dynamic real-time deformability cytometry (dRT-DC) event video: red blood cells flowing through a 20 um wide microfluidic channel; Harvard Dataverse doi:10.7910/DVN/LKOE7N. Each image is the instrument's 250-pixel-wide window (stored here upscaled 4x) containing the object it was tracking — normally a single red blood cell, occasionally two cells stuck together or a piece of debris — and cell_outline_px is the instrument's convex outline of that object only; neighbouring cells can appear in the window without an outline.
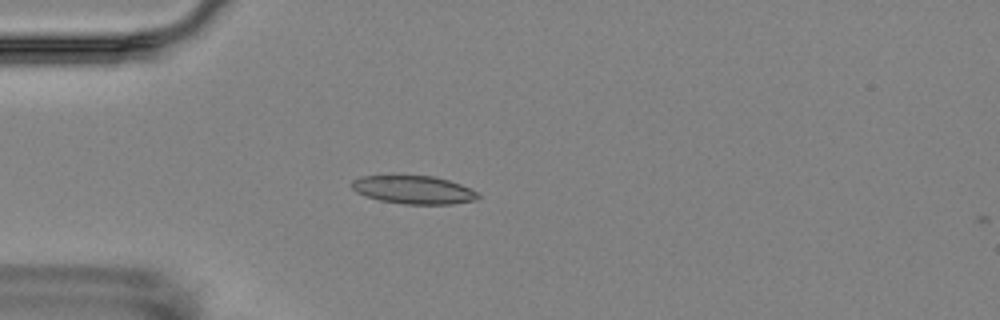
{"species": "Egyptian fruit bat (a non-hibernating species)", "species_latin": "Rousettus aegyptiacus", "temperature_condition": "room temperature", "stored_images_in_passage": 6, "camera_frame_rate_fps": 3000, "um_per_image_px": 0.085, "animal": {"sex": "female"}, "frame": {"image": 1, "passage_image": 5, "time_ms": 5.0, "image_size_px": [1000, 320], "cell_outline_px": [[480, 196], [476, 200], [452, 204], [404, 204], [380, 200], [356, 192], [352, 188], [352, 180], [360, 176], [432, 176], [448, 180], [460, 184], [476, 192]], "centroid_in_image_um": [35.15, 16.14], "position_along_channel_um": 49.8, "area_um2": 20.46}}